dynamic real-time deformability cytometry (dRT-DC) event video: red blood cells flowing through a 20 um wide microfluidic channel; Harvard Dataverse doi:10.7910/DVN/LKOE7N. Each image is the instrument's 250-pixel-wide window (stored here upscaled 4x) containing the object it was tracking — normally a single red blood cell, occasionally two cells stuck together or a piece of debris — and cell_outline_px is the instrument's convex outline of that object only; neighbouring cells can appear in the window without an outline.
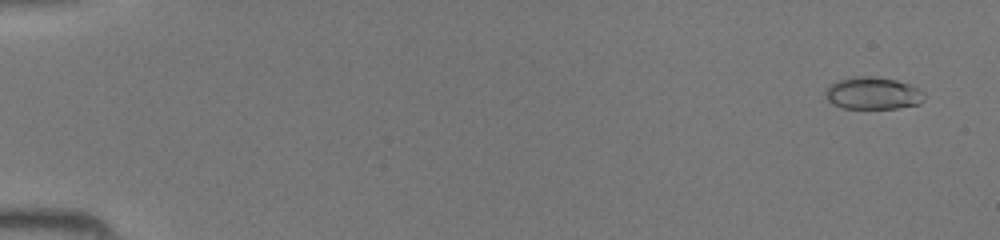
{"species": "common noctule bat (a hibernating species)", "species_latin": "Nyctalus noctula", "temperature_condition": "room temperature", "stored_images_in_passage": 46, "camera_frame_rate_fps": 3000, "um_per_image_px": 0.085, "animal": {"sex": "female", "body_mass_g": 19.5, "forearm_length_mm": 54.1}, "frame": {"image": 1, "passage_image": 3, "time_ms": 0.667, "image_size_px": [1000, 240], "cell_outline_px": [[924, 100], [920, 104], [896, 108], [840, 108], [832, 104], [828, 100], [824, 92], [828, 84], [836, 80], [856, 76], [872, 76], [896, 80], [908, 84], [924, 92]], "centroid_in_image_um": [74.15, 7.92], "position_along_channel_um": 10.9, "area_um2": 18.73}}
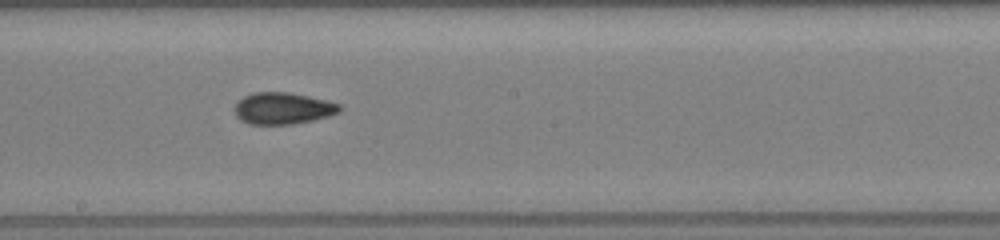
{"frame": {"image": 2, "passage_image": 27, "time_ms": 8.667, "image_size_px": [1000, 240], "cell_outline_px": [[344, 108], [340, 112], [328, 116], [312, 120], [292, 124], [248, 124], [240, 120], [236, 116], [232, 108], [244, 96], [252, 92], [288, 92], [328, 100], [340, 104]], "centroid_in_image_um": [24.04, 9.2], "position_along_channel_um": 224.2, "area_um2": 19.59}}
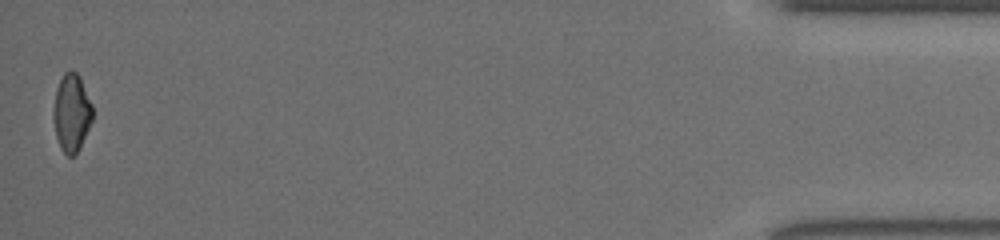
{"frame": {"image": 3, "passage_image": 46, "time_ms": 15.0, "image_size_px": [1000, 240], "cell_outline_px": [[92, 120], [80, 148], [72, 156], [68, 156], [60, 148], [56, 136], [52, 116], [52, 112], [56, 88], [64, 72], [76, 72], [80, 76], [92, 104]], "centroid_in_image_um": [6.07, 9.59], "position_along_channel_um": 429.1, "area_um2": 17.74}}